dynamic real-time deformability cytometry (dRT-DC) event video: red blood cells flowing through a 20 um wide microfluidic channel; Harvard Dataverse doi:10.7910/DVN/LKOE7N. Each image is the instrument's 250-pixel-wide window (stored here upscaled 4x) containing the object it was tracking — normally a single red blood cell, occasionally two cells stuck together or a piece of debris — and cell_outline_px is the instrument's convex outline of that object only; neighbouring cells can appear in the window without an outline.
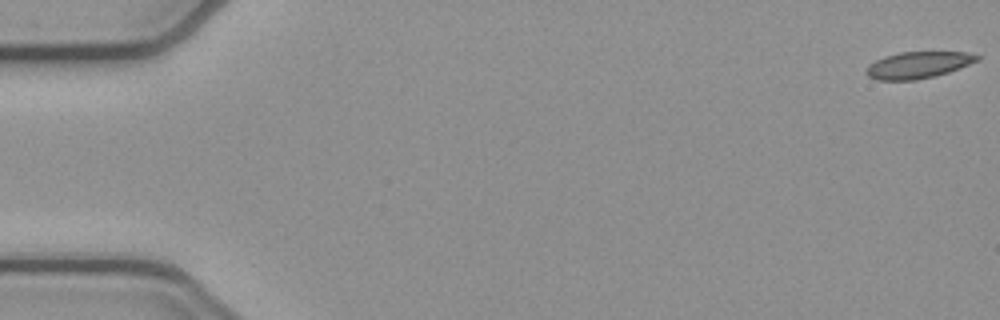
{"species": "common noctule bat (a hibernating species)", "species_latin": "Nyctalus noctula", "temperature_condition": "cold", "stored_images_in_passage": 53, "camera_frame_rate_fps": 3000, "um_per_image_px": 0.085, "animal": {"sex": "female", "body_mass_g": 21.9}, "frame": {"image": 1, "passage_image": 1, "time_ms": 0.0, "image_size_px": [1000, 320], "cell_outline_px": [[980, 60], [948, 72], [936, 76], [916, 80], [876, 80], [868, 76], [864, 72], [868, 64], [884, 56], [900, 52], [964, 52], [980, 56]], "centroid_in_image_um": [78.0, 5.53], "position_along_channel_um": 7.0, "area_um2": 17.28}}
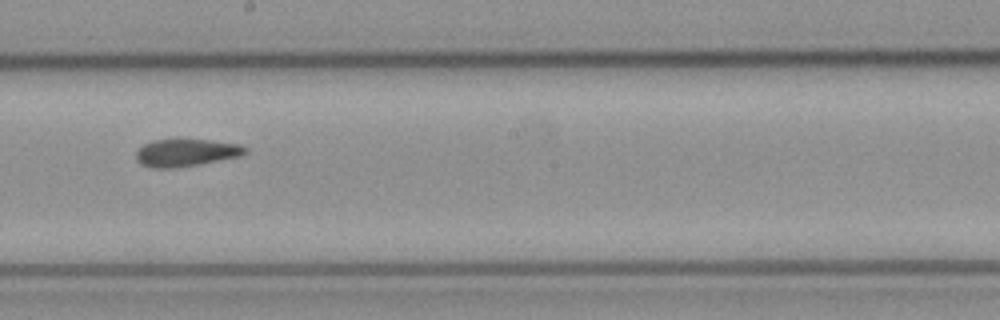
{"frame": {"image": 2, "passage_image": 30, "time_ms": 9.667, "image_size_px": [1000, 320], "cell_outline_px": [[248, 152], [240, 156], [176, 168], [148, 168], [140, 164], [136, 160], [136, 152], [144, 144], [152, 140], [208, 140], [240, 144], [248, 148]], "centroid_in_image_um": [15.8, 12.99], "position_along_channel_um": 232.4, "area_um2": 17.4}}
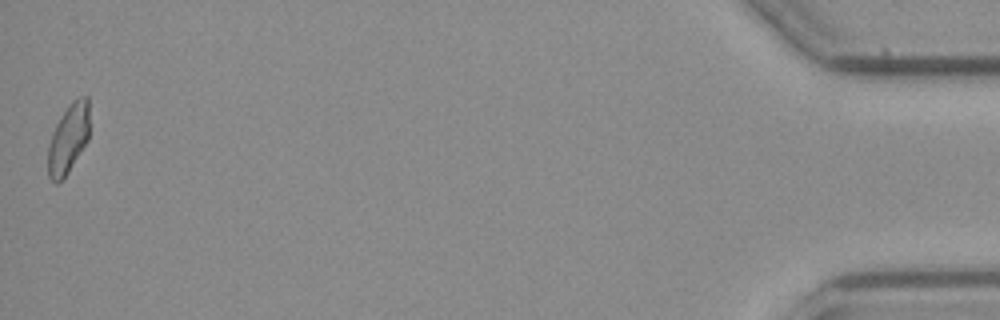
{"frame": {"image": 3, "passage_image": 53, "time_ms": 17.333, "image_size_px": [1000, 320], "cell_outline_px": [[88, 140], [68, 172], [56, 184], [48, 176], [48, 144], [52, 132], [56, 124], [68, 104], [72, 100], [80, 96], [88, 96]], "centroid_in_image_um": [5.79, 11.76], "position_along_channel_um": 429.4, "area_um2": 16.65}, "authors_computed_cell_mechanics": {"area_um2": 17.629, "velocity_mm_per_s": 3.8775, "shape_relaxation_time_tau1_ms": null, "shape_relaxation_time_tau2_ms": 3.2683, "deformation_change_tau1": null, "deformation_change_tau2": 0.1071}}